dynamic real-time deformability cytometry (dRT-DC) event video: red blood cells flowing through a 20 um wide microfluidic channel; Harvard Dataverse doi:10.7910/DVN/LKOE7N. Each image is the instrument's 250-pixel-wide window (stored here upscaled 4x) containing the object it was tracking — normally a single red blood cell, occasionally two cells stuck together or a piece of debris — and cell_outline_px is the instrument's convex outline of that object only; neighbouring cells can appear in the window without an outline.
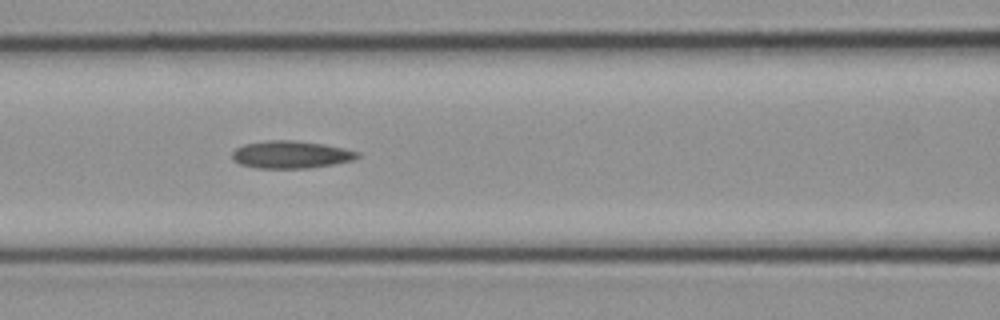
{"species": "common noctule bat (a hibernating species)", "species_latin": "Nyctalus noctula", "temperature_condition": "cold", "stored_images_in_passage": 11, "camera_frame_rate_fps": 3000, "um_per_image_px": 0.085, "animal": {"sex": "female", "body_mass_g": 21.9}, "frame": {"image": 1, "passage_image": 8, "time_ms": 2.333, "image_size_px": [1000, 320], "cell_outline_px": [[360, 156], [352, 160], [332, 164], [308, 168], [256, 168], [240, 164], [232, 160], [232, 152], [236, 148], [244, 144], [268, 140], [296, 140], [324, 144], [344, 148], [360, 152]], "centroid_in_image_um": [24.71, 13.13], "position_along_channel_um": 141.9, "area_um2": 20.11}}
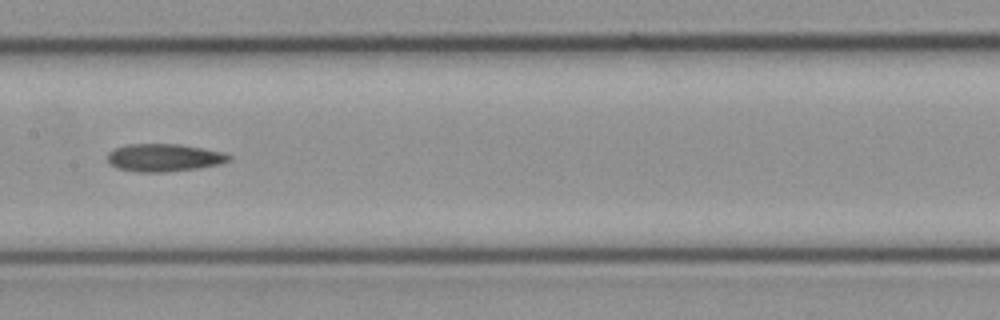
{"frame": {"image": 2, "passage_image": 10, "time_ms": 3.0, "image_size_px": [1000, 320], "cell_outline_px": [[232, 160], [220, 164], [200, 168], [164, 172], [140, 172], [116, 168], [108, 160], [108, 152], [116, 148], [128, 144], [180, 144], [224, 152], [232, 156]], "centroid_in_image_um": [13.99, 13.4], "position_along_channel_um": 193.4, "area_um2": 19.65}}